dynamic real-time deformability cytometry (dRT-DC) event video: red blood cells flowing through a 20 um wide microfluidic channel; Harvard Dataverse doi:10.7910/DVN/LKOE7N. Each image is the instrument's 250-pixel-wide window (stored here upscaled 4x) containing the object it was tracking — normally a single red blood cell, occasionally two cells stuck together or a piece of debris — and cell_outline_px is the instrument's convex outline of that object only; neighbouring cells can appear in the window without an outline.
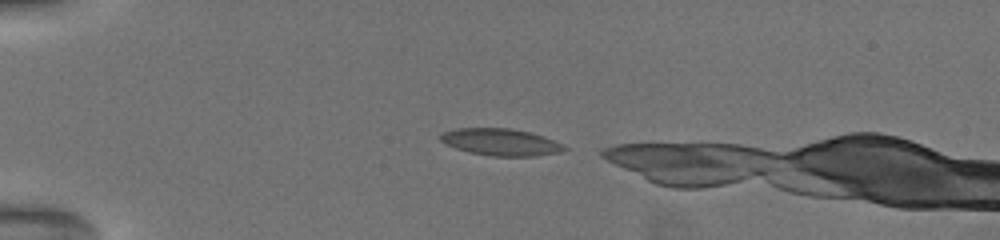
{"species": "common noctule bat (a hibernating species)", "species_latin": "Nyctalus noctula", "temperature_condition": "warm", "stored_images_in_passage": 33, "camera_frame_rate_fps": 3000, "um_per_image_px": 0.085, "animal": {"sex": "female", "body_mass_g": 19.5, "forearm_length_mm": 54.1}, "frame": {"image": 1, "passage_image": 2, "time_ms": 0.333, "image_size_px": [1000, 240], "cell_outline_px": [[568, 148], [560, 152], [536, 156], [492, 156], [468, 152], [456, 148], [440, 140], [440, 136], [444, 132], [456, 128], [508, 128], [528, 132], [544, 136], [564, 144]], "centroid_in_image_um": [42.6, 12.08], "position_along_channel_um": 42.4, "area_um2": 19.36}}
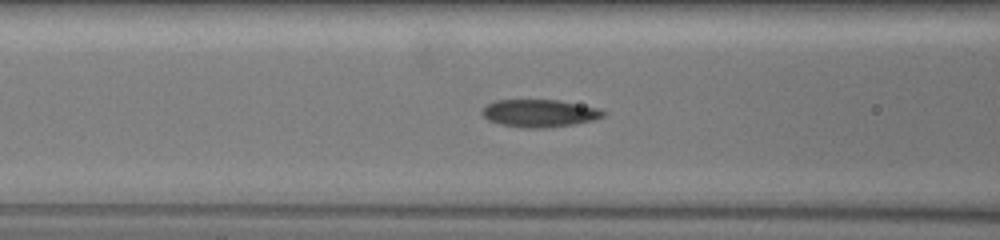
{"frame": {"image": 2, "passage_image": 11, "time_ms": 3.667, "image_size_px": [1000, 240], "cell_outline_px": [[608, 112], [604, 116], [592, 120], [572, 124], [544, 128], [520, 128], [500, 124], [488, 120], [480, 112], [488, 104], [496, 100], [560, 100], [600, 108]], "centroid_in_image_um": [45.87, 9.62], "position_along_channel_um": 120.7, "area_um2": 19.54}}
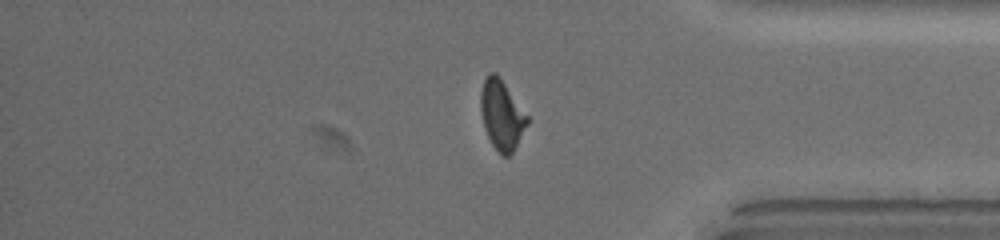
{"frame": {"image": 3, "passage_image": 31, "time_ms": 11.333, "image_size_px": [1000, 240], "cell_outline_px": [[528, 124], [512, 152], [508, 156], [504, 156], [492, 144], [484, 128], [480, 108], [480, 92], [484, 80], [488, 72], [496, 72], [500, 76], [528, 116]], "centroid_in_image_um": [42.63, 9.71], "position_along_channel_um": 392.6, "area_um2": 18.79}}